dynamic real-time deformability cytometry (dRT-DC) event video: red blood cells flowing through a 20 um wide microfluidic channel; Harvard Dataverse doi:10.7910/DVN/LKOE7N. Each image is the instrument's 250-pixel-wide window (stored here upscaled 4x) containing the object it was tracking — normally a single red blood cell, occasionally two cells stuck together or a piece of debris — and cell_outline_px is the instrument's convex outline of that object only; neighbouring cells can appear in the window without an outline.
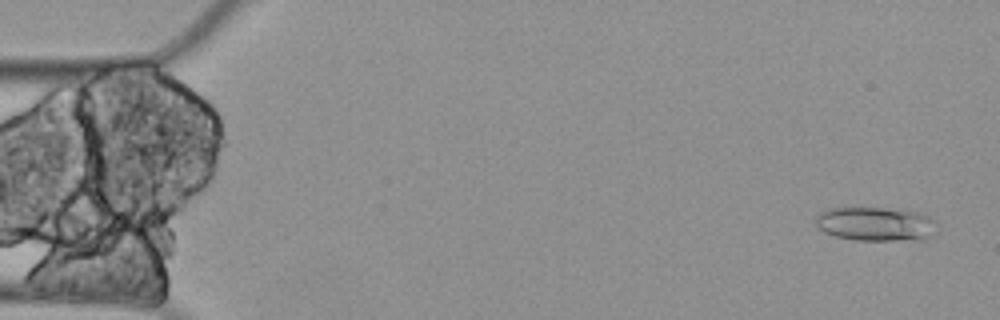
{"species": "Egyptian fruit bat (a non-hibernating species)", "species_latin": "Rousettus aegyptiacus", "temperature_condition": "cold", "stored_images_in_passage": 5, "camera_frame_rate_fps": 3000, "um_per_image_px": 0.085, "animal": {"sex": "female"}, "frame": {"image": 1, "passage_image": 1, "time_ms": 0.0, "image_size_px": [1000, 320], "cell_outline_px": [[936, 232], [920, 240], [856, 240], [836, 236], [824, 232], [816, 224], [816, 216], [820, 212], [828, 208], [880, 208], [916, 212], [928, 216], [936, 220]], "centroid_in_image_um": [74.43, 19.04], "position_along_channel_um": 10.6, "area_um2": 23.87}}
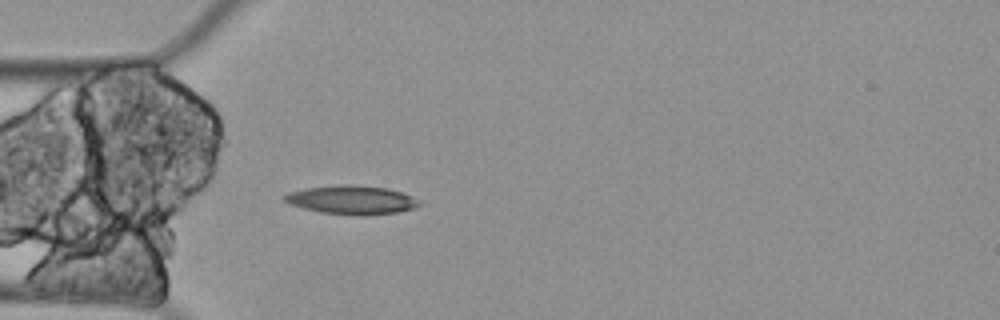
{"frame": {"image": 2, "passage_image": 5, "time_ms": 1.333, "image_size_px": [1000, 320], "cell_outline_px": [[420, 204], [416, 208], [400, 212], [364, 216], [360, 216], [320, 212], [288, 204], [280, 196], [288, 192], [304, 188], [340, 184], [344, 184], [388, 188], [412, 196]], "centroid_in_image_um": [29.85, 16.99], "position_along_channel_um": 55.2, "area_um2": 22.77}}